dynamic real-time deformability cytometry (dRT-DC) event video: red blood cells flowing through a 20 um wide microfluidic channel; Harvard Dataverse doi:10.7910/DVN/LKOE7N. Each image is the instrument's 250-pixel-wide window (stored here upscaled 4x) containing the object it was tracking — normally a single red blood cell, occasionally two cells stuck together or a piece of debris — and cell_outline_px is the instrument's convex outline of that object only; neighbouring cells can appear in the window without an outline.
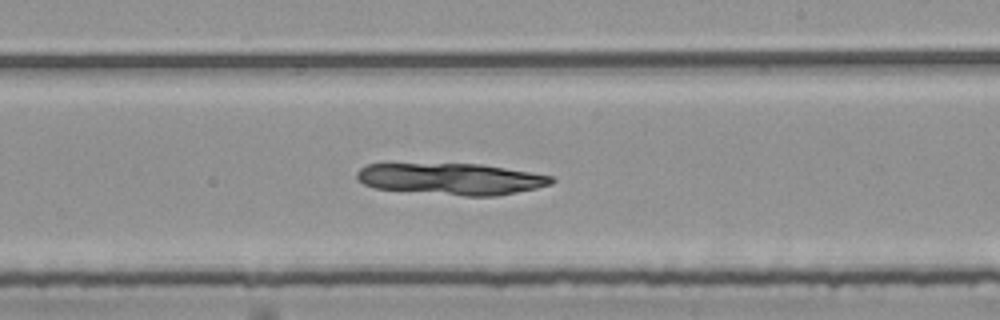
{"species": "common noctule bat (a hibernating species)", "species_latin": "Nyctalus noctula", "temperature_condition": "room temperature", "stored_images_in_passage": 53, "camera_frame_rate_fps": 3000, "um_per_image_px": 0.085, "animal": {"sex": "female", "body_mass_g": 25.1}, "frame": {"image": 1, "passage_image": 31, "time_ms": 10.0, "image_size_px": [1000, 320], "cell_outline_px": [[556, 180], [552, 184], [536, 188], [496, 196], [464, 196], [376, 188], [364, 184], [356, 176], [356, 172], [360, 168], [368, 164], [480, 164], [556, 176]], "centroid_in_image_um": [38.42, 15.21], "position_along_channel_um": 250.6, "area_um2": 35.6}}